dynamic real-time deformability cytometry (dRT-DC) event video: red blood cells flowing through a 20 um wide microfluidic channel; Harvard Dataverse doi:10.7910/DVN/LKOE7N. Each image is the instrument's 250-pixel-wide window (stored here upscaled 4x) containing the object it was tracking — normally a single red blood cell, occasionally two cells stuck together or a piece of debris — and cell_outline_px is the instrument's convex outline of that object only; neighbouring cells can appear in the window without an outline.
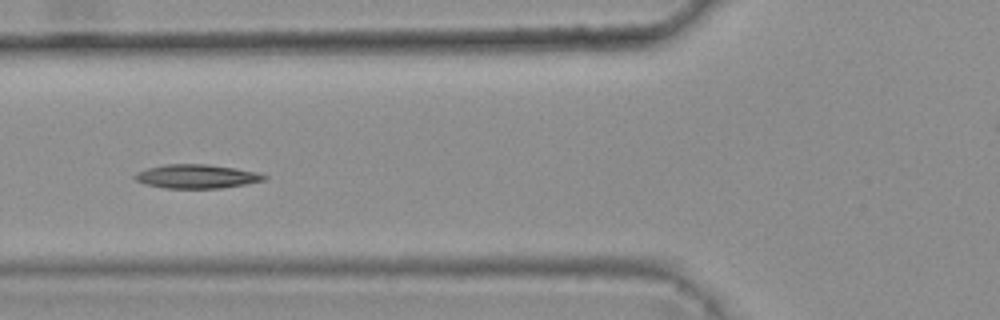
{"species": "common noctule bat (a hibernating species)", "species_latin": "Nyctalus noctula", "temperature_condition": "warm", "stored_images_in_passage": 8, "camera_frame_rate_fps": 3000, "um_per_image_px": 0.085, "animal": {"sex": "female", "body_mass_g": 25.1}, "frame": {"image": 1, "passage_image": 5, "time_ms": 1.333, "image_size_px": [1000, 320], "cell_outline_px": [[268, 176], [264, 180], [244, 184], [220, 188], [164, 188], [148, 184], [136, 180], [132, 176], [136, 172], [148, 168], [164, 164], [208, 164], [256, 172]], "centroid_in_image_um": [16.67, 14.99], "position_along_channel_um": 109.1, "area_um2": 17.74}}
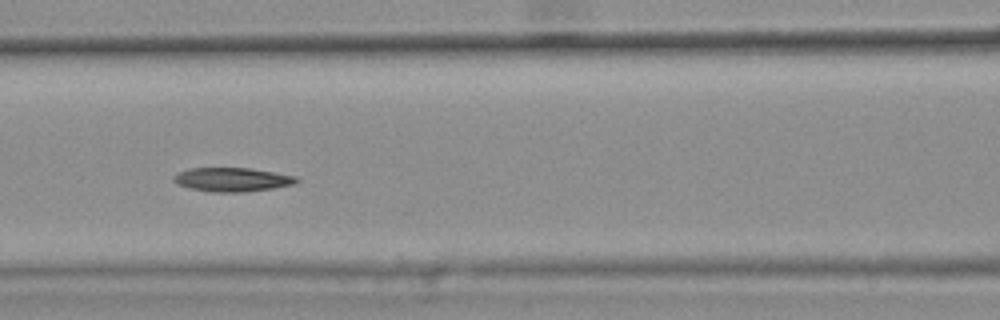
{"frame": {"image": 2, "passage_image": 6, "time_ms": 1.667, "image_size_px": [1000, 320], "cell_outline_px": [[300, 180], [296, 184], [272, 188], [244, 192], [212, 192], [192, 188], [180, 184], [172, 180], [172, 176], [188, 168], [248, 168], [296, 176]], "centroid_in_image_um": [19.76, 15.26], "position_along_channel_um": 146.8, "area_um2": 16.94}}